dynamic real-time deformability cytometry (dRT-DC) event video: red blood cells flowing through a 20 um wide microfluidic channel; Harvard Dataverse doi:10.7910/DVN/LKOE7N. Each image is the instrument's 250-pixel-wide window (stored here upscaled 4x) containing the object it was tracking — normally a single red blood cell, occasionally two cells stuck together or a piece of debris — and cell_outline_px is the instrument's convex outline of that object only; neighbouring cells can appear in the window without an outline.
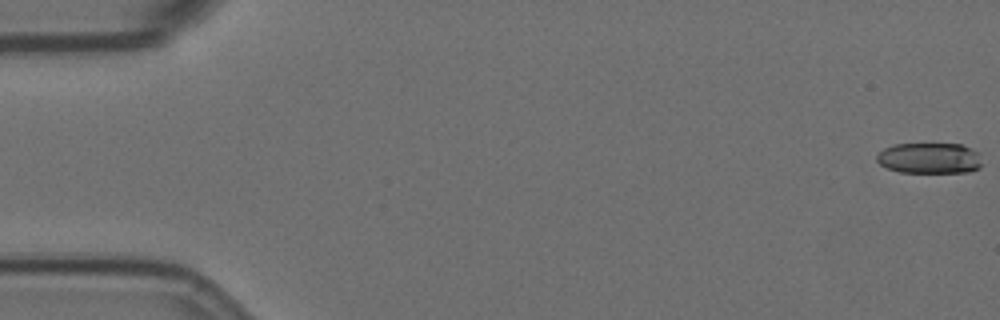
{"species": "Egyptian fruit bat (a non-hibernating species)", "species_latin": "Rousettus aegyptiacus", "temperature_condition": "room temperature", "stored_images_in_passage": 58, "camera_frame_rate_fps": 3000, "um_per_image_px": 0.085, "animal": {"sex": "female"}, "frame": {"image": 1, "passage_image": 1, "time_ms": 0.0, "image_size_px": [1000, 320], "cell_outline_px": [[980, 168], [968, 172], [900, 172], [888, 168], [880, 164], [876, 160], [876, 156], [884, 148], [892, 144], [960, 144], [976, 152], [980, 164]], "centroid_in_image_um": [78.95, 13.44], "position_along_channel_um": 6.1, "area_um2": 18.61}}
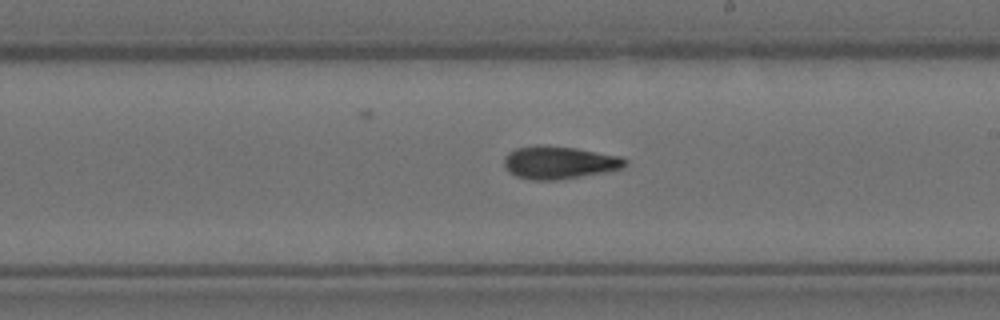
{"frame": {"image": 2, "passage_image": 33, "time_ms": 10.667, "image_size_px": [1000, 320], "cell_outline_px": [[628, 164], [624, 168], [608, 172], [556, 180], [532, 180], [516, 176], [508, 172], [504, 164], [504, 156], [508, 152], [516, 148], [536, 144], [544, 144], [576, 148], [620, 156], [628, 160]], "centroid_in_image_um": [47.54, 13.8], "position_along_channel_um": 241.5, "area_um2": 23.52}}
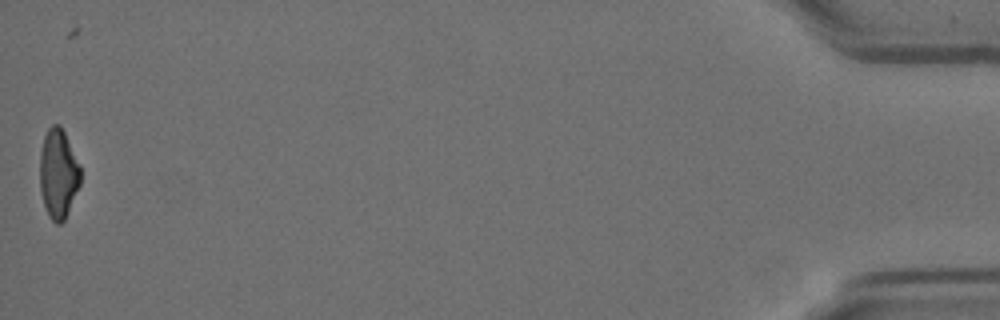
{"frame": {"image": 3, "passage_image": 57, "time_ms": 18.667, "image_size_px": [1000, 320], "cell_outline_px": [[80, 184], [64, 220], [60, 224], [56, 224], [48, 216], [40, 192], [40, 152], [44, 136], [48, 128], [52, 124], [60, 124], [64, 132], [80, 168]], "centroid_in_image_um": [4.93, 14.77], "position_along_channel_um": 430.3, "area_um2": 20.92}, "authors_computed_cell_mechanics": {"area_um2": 22.0218, "velocity_mm_per_s": 3.6082, "shape_relaxation_time_tau1_ms": 7.2985, "shape_relaxation_time_tau2_ms": 4.4997, "deformation_change_tau1": 0.2364, "deformation_change_tau2": 0.1324}}